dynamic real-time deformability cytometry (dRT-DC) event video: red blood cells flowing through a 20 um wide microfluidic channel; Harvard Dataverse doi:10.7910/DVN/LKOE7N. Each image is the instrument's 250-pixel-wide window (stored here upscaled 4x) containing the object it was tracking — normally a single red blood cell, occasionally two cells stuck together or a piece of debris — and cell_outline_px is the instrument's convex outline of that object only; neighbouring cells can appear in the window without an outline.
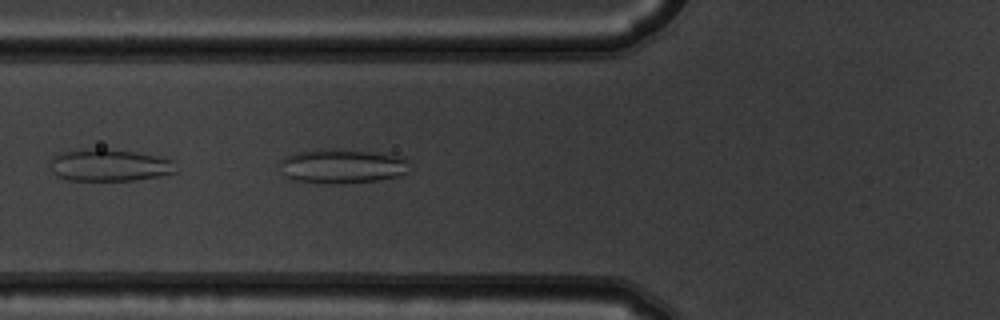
{"species": "common noctule bat (a hibernating species)", "species_latin": "Nyctalus noctula", "temperature_condition": "warm", "stored_images_in_passage": 5, "camera_frame_rate_fps": 3000, "um_per_image_px": 0.085, "animal": {"sex": "male", "body_mass_g": 19.5, "forearm_length_mm": 54.6}, "frame": {"image": 1, "passage_image": 5, "time_ms": 1.333, "image_size_px": [1000, 320], "cell_outline_px": [[408, 172], [396, 176], [376, 180], [344, 184], [328, 184], [296, 180], [280, 172], [276, 164], [284, 156], [296, 152], [320, 148], [324, 148], [376, 152], [404, 156], [408, 160]], "centroid_in_image_um": [29.03, 14.11], "position_along_channel_um": 96.8, "area_um2": 26.47}}